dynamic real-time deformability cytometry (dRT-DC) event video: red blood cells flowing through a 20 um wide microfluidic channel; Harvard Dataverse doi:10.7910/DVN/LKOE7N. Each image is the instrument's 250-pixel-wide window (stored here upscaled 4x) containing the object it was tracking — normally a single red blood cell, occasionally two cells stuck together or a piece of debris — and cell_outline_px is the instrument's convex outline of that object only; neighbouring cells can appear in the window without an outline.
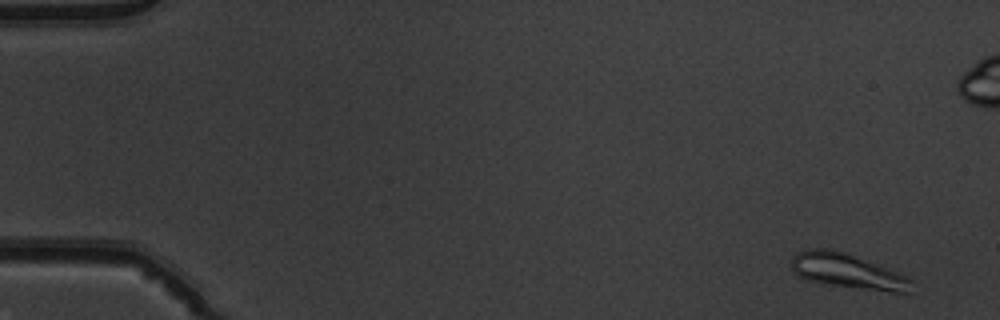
{"species": "common noctule bat (a hibernating species)", "species_latin": "Nyctalus noctula", "temperature_condition": "warm", "stored_images_in_passage": 53, "camera_frame_rate_fps": 3000, "um_per_image_px": 0.085, "animal": {"sex": "male", "body_mass_g": 19.5, "forearm_length_mm": 54.6}, "frame": {"image": 1, "passage_image": 3, "time_ms": 0.667, "image_size_px": [1000, 320], "cell_outline_px": [[912, 280], [908, 292], [892, 292], [820, 284], [808, 280], [792, 272], [792, 256], [796, 252], [808, 248], [828, 248], [848, 252], [908, 276]], "centroid_in_image_um": [72.0, 23.03], "position_along_channel_um": 13.0, "area_um2": 24.74}}
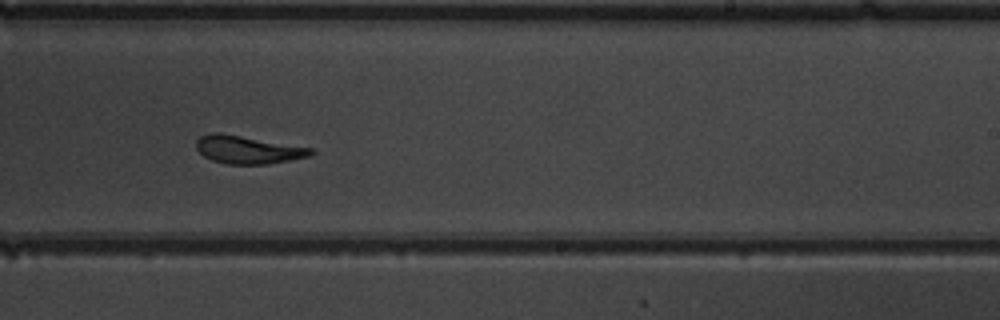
{"frame": {"image": 2, "passage_image": 33, "time_ms": 10.667, "image_size_px": [1000, 320], "cell_outline_px": [[316, 152], [312, 156], [268, 164], [228, 164], [212, 160], [204, 156], [196, 148], [196, 140], [200, 136], [212, 132], [220, 132], [312, 148]], "centroid_in_image_um": [21.08, 12.72], "position_along_channel_um": 267.9, "area_um2": 18.73}}
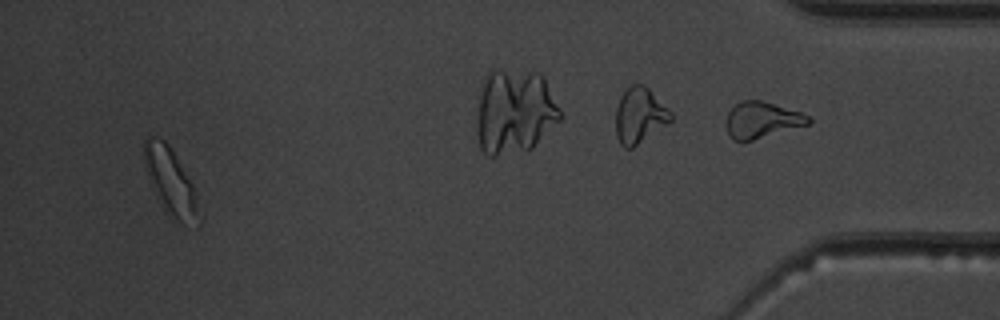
{"frame": {"image": 3, "passage_image": 50, "time_ms": 16.333, "image_size_px": [1000, 320], "cell_outline_px": [[204, 220], [200, 228], [196, 228], [172, 220], [160, 204], [148, 176], [144, 160], [144, 140], [148, 136], [156, 136], [164, 140], [168, 144], [176, 156], [192, 184], [204, 216]], "centroid_in_image_um": [14.59, 15.59], "position_along_channel_um": 420.6, "area_um2": 22.02}, "authors_computed_cell_mechanics": {"area_um2": 19.2474, "velocity_mm_per_s": 3.9268, "shape_relaxation_time_tau1_ms": 2.431, "shape_relaxation_time_tau2_ms": 2.1777, "deformation_change_tau1": 0.1396, "deformation_change_tau2": 0.1176}}